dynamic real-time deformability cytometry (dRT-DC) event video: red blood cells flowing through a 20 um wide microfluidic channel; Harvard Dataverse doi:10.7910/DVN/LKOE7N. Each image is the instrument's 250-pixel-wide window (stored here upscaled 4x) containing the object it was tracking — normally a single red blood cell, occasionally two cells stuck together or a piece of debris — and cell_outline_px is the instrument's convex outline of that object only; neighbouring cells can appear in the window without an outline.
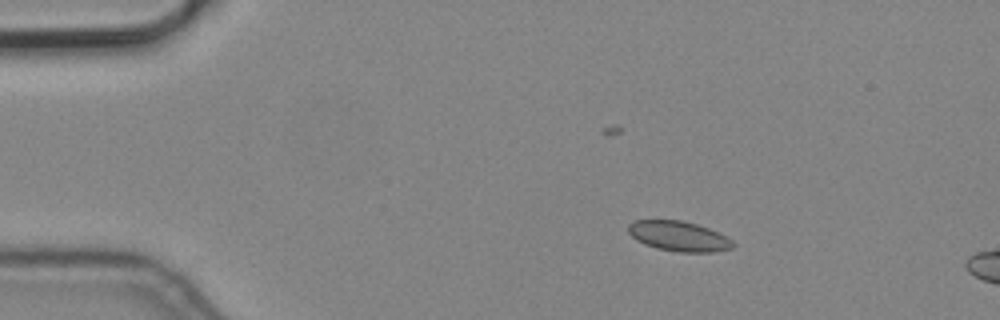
{"species": "common noctule bat (a hibernating species)", "species_latin": "Nyctalus noctula", "temperature_condition": "cold", "stored_images_in_passage": 6, "camera_frame_rate_fps": 3000, "um_per_image_px": 0.085, "animal": {"sex": "male", "body_mass_g": 19.2, "forearm_length_mm": 51.8}, "frame": {"image": 1, "passage_image": 4, "time_ms": 1.0, "image_size_px": [1000, 320], "cell_outline_px": [[736, 244], [732, 248], [712, 252], [680, 252], [656, 248], [644, 244], [636, 240], [628, 232], [628, 224], [632, 220], [680, 220], [696, 224], [708, 228], [732, 240]], "centroid_in_image_um": [57.66, 20.07], "position_along_channel_um": 27.3, "area_um2": 18.26}}